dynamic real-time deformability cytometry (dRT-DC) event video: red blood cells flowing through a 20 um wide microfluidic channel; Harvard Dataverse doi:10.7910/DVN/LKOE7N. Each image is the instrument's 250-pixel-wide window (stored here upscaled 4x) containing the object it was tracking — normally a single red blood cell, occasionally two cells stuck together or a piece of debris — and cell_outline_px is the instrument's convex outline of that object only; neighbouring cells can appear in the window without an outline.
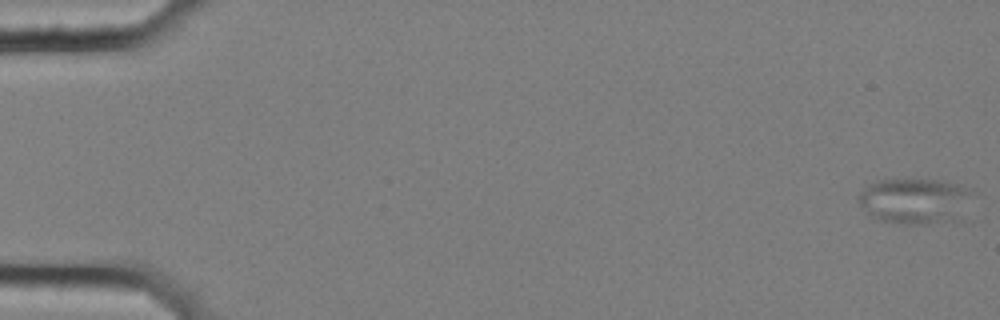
{"species": "common noctule bat (a hibernating species)", "species_latin": "Nyctalus noctula", "temperature_condition": "cold", "stored_images_in_passage": 58, "camera_frame_rate_fps": 3000, "um_per_image_px": 0.085, "animal": {"sex": "female", "body_mass_g": 25.1}, "frame": {"image": 1, "passage_image": 1, "time_ms": 0.0, "image_size_px": [1000, 320], "cell_outline_px": [[972, 188], [960, 224], [908, 224], [880, 220], [872, 216], [856, 200], [860, 192], [868, 184], [880, 180], [940, 180]], "centroid_in_image_um": [77.82, 17.12], "position_along_channel_um": 7.2, "area_um2": 30.69}}
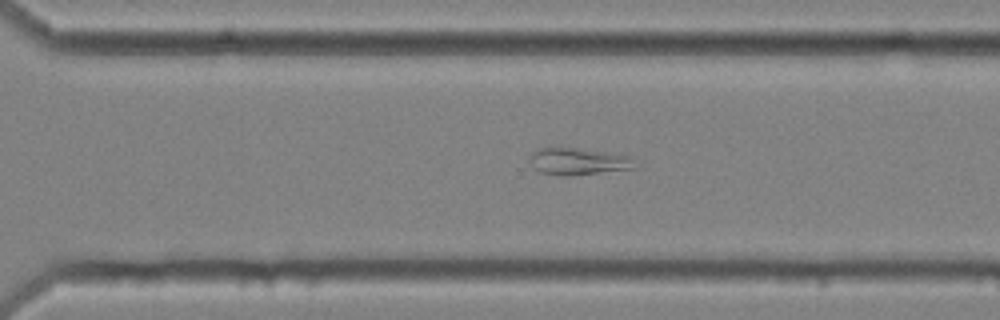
{"frame": {"image": 2, "passage_image": 41, "time_ms": 13.333, "image_size_px": [1000, 320], "cell_outline_px": [[636, 168], [572, 176], [564, 176], [540, 172], [528, 160], [528, 156], [532, 152], [540, 148], [556, 144], [608, 152], [632, 156]], "centroid_in_image_um": [49.11, 13.67], "position_along_channel_um": 321.5, "area_um2": 17.28}}
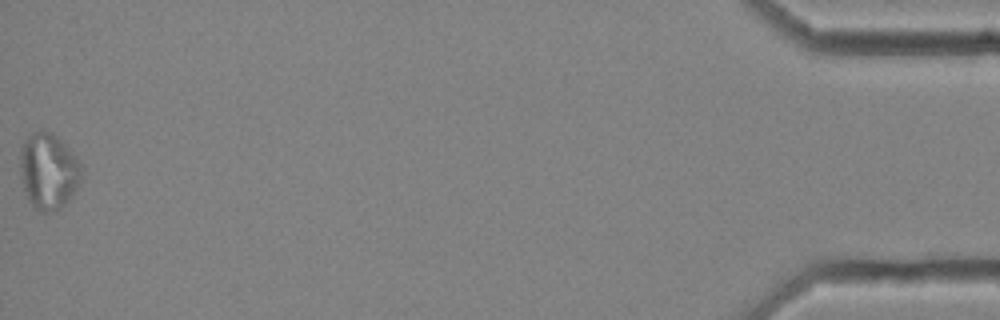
{"frame": {"image": 3, "passage_image": 58, "time_ms": 19.0, "image_size_px": [1000, 320], "cell_outline_px": [[84, 176], [80, 184], [68, 200], [60, 208], [52, 212], [44, 212], [36, 208], [28, 200], [20, 176], [20, 148], [24, 140], [32, 132], [52, 132], [84, 164]], "centroid_in_image_um": [4.16, 14.55], "position_along_channel_um": 431.0, "area_um2": 27.51}, "authors_computed_cell_mechanics": {"area_um2": 22.7732, "velocity_mm_per_s": 3.564, "shape_relaxation_time_tau1_ms": null, "shape_relaxation_time_tau2_ms": 7.033, "deformation_change_tau1": null, "deformation_change_tau2": 0.1048}}